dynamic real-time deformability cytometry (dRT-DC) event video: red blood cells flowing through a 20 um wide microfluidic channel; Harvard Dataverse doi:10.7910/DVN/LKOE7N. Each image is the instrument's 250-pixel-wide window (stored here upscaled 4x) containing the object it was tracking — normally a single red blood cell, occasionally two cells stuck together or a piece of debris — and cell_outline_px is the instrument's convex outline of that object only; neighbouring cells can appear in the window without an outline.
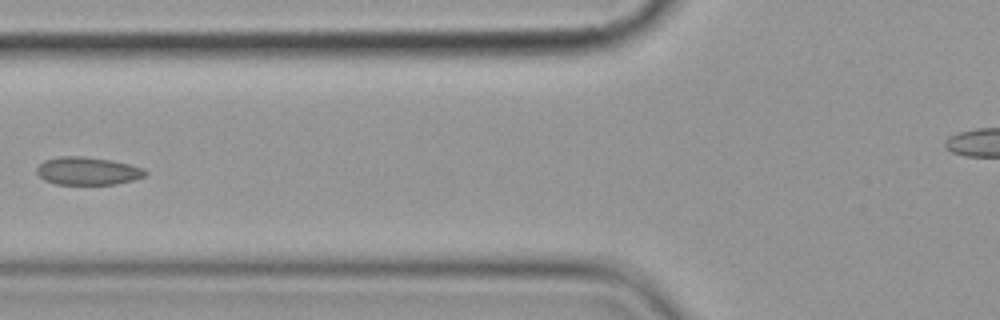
{"species": "common noctule bat (a hibernating species)", "species_latin": "Nyctalus noctula", "temperature_condition": "cold", "stored_images_in_passage": 2, "camera_frame_rate_fps": 3000, "um_per_image_px": 0.085, "animal": {"sex": "female", "body_mass_g": 19.9}, "frame": {"image": 1, "passage_image": 2, "time_ms": 1.333, "image_size_px": [1000, 320], "cell_outline_px": [[148, 172], [144, 176], [132, 180], [116, 184], [56, 184], [44, 180], [36, 172], [36, 168], [44, 160], [60, 156], [84, 156], [112, 160], [144, 168]], "centroid_in_image_um": [7.44, 14.52], "position_along_channel_um": 118.4, "area_um2": 17.63}}